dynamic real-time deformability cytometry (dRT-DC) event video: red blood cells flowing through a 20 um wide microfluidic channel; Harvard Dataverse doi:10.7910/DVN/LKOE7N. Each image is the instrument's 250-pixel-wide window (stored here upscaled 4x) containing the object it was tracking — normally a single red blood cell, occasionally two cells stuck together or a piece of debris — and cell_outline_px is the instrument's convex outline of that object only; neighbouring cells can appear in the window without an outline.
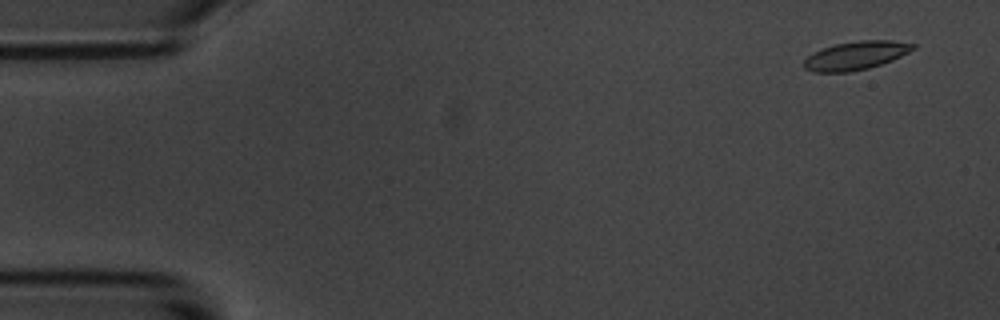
{"species": "common noctule bat (a hibernating species)", "species_latin": "Nyctalus noctula", "temperature_condition": "room temperature", "stored_images_in_passage": 5, "camera_frame_rate_fps": 3000, "um_per_image_px": 0.085, "animal": {"sex": "male", "body_mass_g": 20.1, "forearm_length_mm": 53.5}, "frame": {"image": 1, "passage_image": 1, "time_ms": 0.0, "image_size_px": [1000, 320], "cell_outline_px": [[916, 48], [892, 60], [868, 68], [848, 72], [812, 72], [804, 68], [804, 60], [808, 56], [824, 48], [836, 44], [860, 40], [892, 40], [916, 44]], "centroid_in_image_um": [72.76, 4.72], "position_along_channel_um": 12.2, "area_um2": 17.86}}
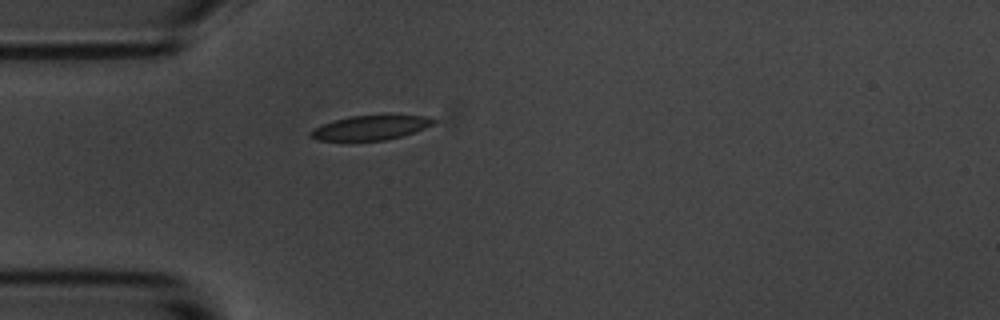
{"frame": {"image": 2, "passage_image": 5, "time_ms": 4.333, "image_size_px": [1000, 320], "cell_outline_px": [[436, 120], [432, 124], [424, 128], [400, 136], [384, 140], [316, 140], [308, 136], [312, 128], [332, 120], [348, 116], [428, 116]], "centroid_in_image_um": [31.4, 10.85], "position_along_channel_um": 53.6, "area_um2": 17.17}}